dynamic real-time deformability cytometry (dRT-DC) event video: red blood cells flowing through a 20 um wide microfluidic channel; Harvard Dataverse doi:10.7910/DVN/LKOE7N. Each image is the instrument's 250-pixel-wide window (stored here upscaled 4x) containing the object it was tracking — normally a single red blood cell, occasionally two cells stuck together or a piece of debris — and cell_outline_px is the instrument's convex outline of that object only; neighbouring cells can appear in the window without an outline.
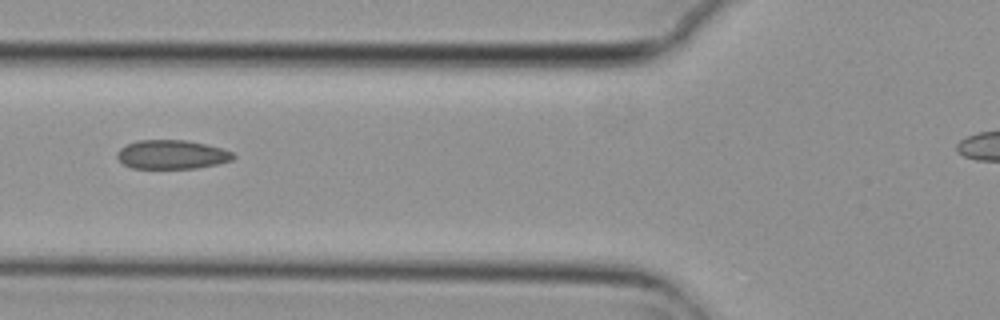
{"species": "common noctule bat (a hibernating species)", "species_latin": "Nyctalus noctula", "temperature_condition": "cold", "stored_images_in_passage": 8, "camera_frame_rate_fps": 3000, "um_per_image_px": 0.085, "animal": {"sex": "female", "body_mass_g": 29.2, "forearm_length_mm": 56.3}, "frame": {"image": 1, "passage_image": 6, "time_ms": 1.667, "image_size_px": [1000, 320], "cell_outline_px": [[236, 156], [232, 160], [216, 164], [196, 168], [132, 168], [124, 164], [116, 156], [116, 152], [120, 148], [128, 144], [140, 140], [184, 140], [204, 144], [220, 148], [232, 152]], "centroid_in_image_um": [14.59, 13.14], "position_along_channel_um": 111.2, "area_um2": 19.36}}
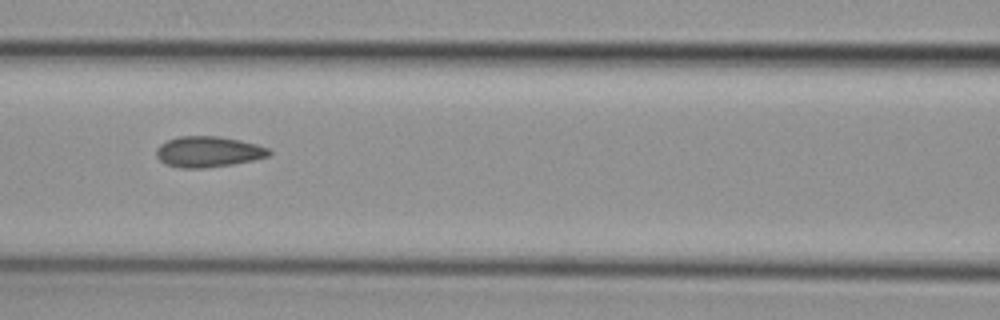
{"frame": {"image": 2, "passage_image": 7, "time_ms": 2.0, "image_size_px": [1000, 320], "cell_outline_px": [[272, 152], [268, 156], [252, 160], [232, 164], [204, 168], [180, 168], [164, 164], [156, 156], [156, 148], [160, 144], [168, 140], [180, 136], [216, 136], [240, 140], [256, 144], [268, 148]], "centroid_in_image_um": [17.67, 12.9], "position_along_channel_um": 148.9, "area_um2": 20.17}}
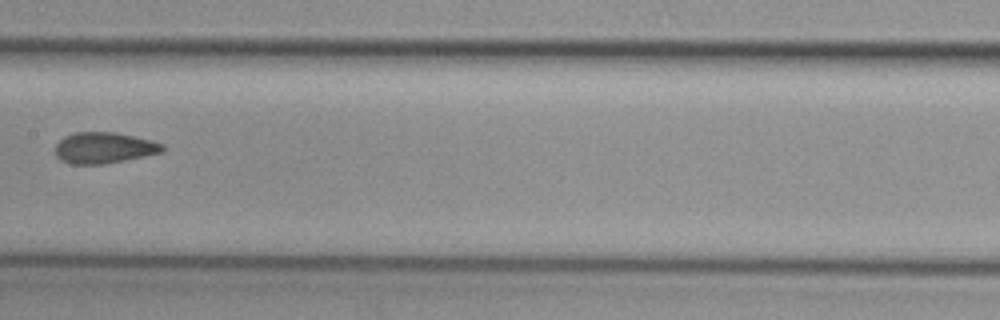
{"frame": {"image": 3, "passage_image": 8, "time_ms": 2.333, "image_size_px": [1000, 320], "cell_outline_px": [[164, 152], [104, 164], [72, 164], [60, 160], [56, 156], [56, 144], [64, 136], [76, 132], [116, 132], [152, 140], [164, 144]], "centroid_in_image_um": [8.85, 12.56], "position_along_channel_um": 198.5, "area_um2": 19.48}}